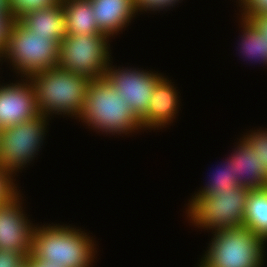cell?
Masks as SVG:
<instances>
[{"instance_id":"ffe728a7","label":"cell","mask_w":267,"mask_h":267,"mask_svg":"<svg viewBox=\"0 0 267 267\" xmlns=\"http://www.w3.org/2000/svg\"><path fill=\"white\" fill-rule=\"evenodd\" d=\"M11 14L18 20L27 12L56 5L61 0H7Z\"/></svg>"},{"instance_id":"7c38bea8","label":"cell","mask_w":267,"mask_h":267,"mask_svg":"<svg viewBox=\"0 0 267 267\" xmlns=\"http://www.w3.org/2000/svg\"><path fill=\"white\" fill-rule=\"evenodd\" d=\"M178 94L163 76L157 81L147 113L140 119L143 128H159L171 123L178 109Z\"/></svg>"},{"instance_id":"4fadbf2b","label":"cell","mask_w":267,"mask_h":267,"mask_svg":"<svg viewBox=\"0 0 267 267\" xmlns=\"http://www.w3.org/2000/svg\"><path fill=\"white\" fill-rule=\"evenodd\" d=\"M90 2L101 33L109 37L127 27L131 18L138 12L134 0H90Z\"/></svg>"},{"instance_id":"4316f807","label":"cell","mask_w":267,"mask_h":267,"mask_svg":"<svg viewBox=\"0 0 267 267\" xmlns=\"http://www.w3.org/2000/svg\"><path fill=\"white\" fill-rule=\"evenodd\" d=\"M265 36L267 42V15H256L249 19Z\"/></svg>"},{"instance_id":"ba28073f","label":"cell","mask_w":267,"mask_h":267,"mask_svg":"<svg viewBox=\"0 0 267 267\" xmlns=\"http://www.w3.org/2000/svg\"><path fill=\"white\" fill-rule=\"evenodd\" d=\"M45 115L0 130V167L13 175L32 161L44 138ZM24 165V166H23Z\"/></svg>"},{"instance_id":"52a82bcc","label":"cell","mask_w":267,"mask_h":267,"mask_svg":"<svg viewBox=\"0 0 267 267\" xmlns=\"http://www.w3.org/2000/svg\"><path fill=\"white\" fill-rule=\"evenodd\" d=\"M107 34L65 35L60 42L58 66L90 80L105 77L110 56Z\"/></svg>"},{"instance_id":"2e32d148","label":"cell","mask_w":267,"mask_h":267,"mask_svg":"<svg viewBox=\"0 0 267 267\" xmlns=\"http://www.w3.org/2000/svg\"><path fill=\"white\" fill-rule=\"evenodd\" d=\"M66 22V35L101 33L90 0H61Z\"/></svg>"},{"instance_id":"484cf974","label":"cell","mask_w":267,"mask_h":267,"mask_svg":"<svg viewBox=\"0 0 267 267\" xmlns=\"http://www.w3.org/2000/svg\"><path fill=\"white\" fill-rule=\"evenodd\" d=\"M179 0H134L136 4L137 11H160V9H166L165 7H170L175 5Z\"/></svg>"},{"instance_id":"f546056e","label":"cell","mask_w":267,"mask_h":267,"mask_svg":"<svg viewBox=\"0 0 267 267\" xmlns=\"http://www.w3.org/2000/svg\"><path fill=\"white\" fill-rule=\"evenodd\" d=\"M241 5H243L247 0H239Z\"/></svg>"},{"instance_id":"d6986e66","label":"cell","mask_w":267,"mask_h":267,"mask_svg":"<svg viewBox=\"0 0 267 267\" xmlns=\"http://www.w3.org/2000/svg\"><path fill=\"white\" fill-rule=\"evenodd\" d=\"M222 165V169H218L216 173L213 174L212 179H210L209 184H206L195 195H212L213 193H219L220 191L232 190L238 186V182L234 175V164L231 162V159Z\"/></svg>"},{"instance_id":"d4e9b609","label":"cell","mask_w":267,"mask_h":267,"mask_svg":"<svg viewBox=\"0 0 267 267\" xmlns=\"http://www.w3.org/2000/svg\"><path fill=\"white\" fill-rule=\"evenodd\" d=\"M26 258L25 254L0 249V267H21Z\"/></svg>"},{"instance_id":"e0dca14e","label":"cell","mask_w":267,"mask_h":267,"mask_svg":"<svg viewBox=\"0 0 267 267\" xmlns=\"http://www.w3.org/2000/svg\"><path fill=\"white\" fill-rule=\"evenodd\" d=\"M244 227L267 240V187L250 190L245 206Z\"/></svg>"},{"instance_id":"44dd1931","label":"cell","mask_w":267,"mask_h":267,"mask_svg":"<svg viewBox=\"0 0 267 267\" xmlns=\"http://www.w3.org/2000/svg\"><path fill=\"white\" fill-rule=\"evenodd\" d=\"M244 140L257 151L259 166H263L267 174V131H252L249 135H244Z\"/></svg>"},{"instance_id":"603a6c76","label":"cell","mask_w":267,"mask_h":267,"mask_svg":"<svg viewBox=\"0 0 267 267\" xmlns=\"http://www.w3.org/2000/svg\"><path fill=\"white\" fill-rule=\"evenodd\" d=\"M14 21L15 18L11 12L0 13V56L7 48L10 30Z\"/></svg>"},{"instance_id":"5bb4252c","label":"cell","mask_w":267,"mask_h":267,"mask_svg":"<svg viewBox=\"0 0 267 267\" xmlns=\"http://www.w3.org/2000/svg\"><path fill=\"white\" fill-rule=\"evenodd\" d=\"M234 152L229 158L234 164V175L238 185L249 190L266 188L267 174L263 166H259L257 151L242 138Z\"/></svg>"},{"instance_id":"5b68a950","label":"cell","mask_w":267,"mask_h":267,"mask_svg":"<svg viewBox=\"0 0 267 267\" xmlns=\"http://www.w3.org/2000/svg\"><path fill=\"white\" fill-rule=\"evenodd\" d=\"M249 191L238 185L232 190L212 195H195L189 203L187 216L198 228H209L212 231L244 227Z\"/></svg>"},{"instance_id":"30bf717a","label":"cell","mask_w":267,"mask_h":267,"mask_svg":"<svg viewBox=\"0 0 267 267\" xmlns=\"http://www.w3.org/2000/svg\"><path fill=\"white\" fill-rule=\"evenodd\" d=\"M19 193L9 202L0 205V249L31 255L35 227L23 213Z\"/></svg>"},{"instance_id":"3957f363","label":"cell","mask_w":267,"mask_h":267,"mask_svg":"<svg viewBox=\"0 0 267 267\" xmlns=\"http://www.w3.org/2000/svg\"><path fill=\"white\" fill-rule=\"evenodd\" d=\"M80 118L94 130L118 135L143 128L130 105L105 77L89 82Z\"/></svg>"},{"instance_id":"277c9868","label":"cell","mask_w":267,"mask_h":267,"mask_svg":"<svg viewBox=\"0 0 267 267\" xmlns=\"http://www.w3.org/2000/svg\"><path fill=\"white\" fill-rule=\"evenodd\" d=\"M213 233L199 267H262L266 241L250 229L239 227Z\"/></svg>"},{"instance_id":"7402d4cb","label":"cell","mask_w":267,"mask_h":267,"mask_svg":"<svg viewBox=\"0 0 267 267\" xmlns=\"http://www.w3.org/2000/svg\"><path fill=\"white\" fill-rule=\"evenodd\" d=\"M11 176L12 174L0 167V205L9 202L19 192Z\"/></svg>"},{"instance_id":"8992f818","label":"cell","mask_w":267,"mask_h":267,"mask_svg":"<svg viewBox=\"0 0 267 267\" xmlns=\"http://www.w3.org/2000/svg\"><path fill=\"white\" fill-rule=\"evenodd\" d=\"M59 46V42H53L48 36L36 35V32L15 20L7 48L1 57L9 58L17 72L28 78L34 73L58 66Z\"/></svg>"},{"instance_id":"cb8c5ba5","label":"cell","mask_w":267,"mask_h":267,"mask_svg":"<svg viewBox=\"0 0 267 267\" xmlns=\"http://www.w3.org/2000/svg\"><path fill=\"white\" fill-rule=\"evenodd\" d=\"M242 17L250 19L256 15H267V0H247L242 7Z\"/></svg>"},{"instance_id":"9a60e30c","label":"cell","mask_w":267,"mask_h":267,"mask_svg":"<svg viewBox=\"0 0 267 267\" xmlns=\"http://www.w3.org/2000/svg\"><path fill=\"white\" fill-rule=\"evenodd\" d=\"M18 20L36 35L48 36L53 42L60 43L66 35L62 1L52 7L27 12Z\"/></svg>"},{"instance_id":"6da1fadb","label":"cell","mask_w":267,"mask_h":267,"mask_svg":"<svg viewBox=\"0 0 267 267\" xmlns=\"http://www.w3.org/2000/svg\"><path fill=\"white\" fill-rule=\"evenodd\" d=\"M34 87L40 114H62L80 117L86 101V91L91 81L59 66L28 77Z\"/></svg>"},{"instance_id":"8fae6325","label":"cell","mask_w":267,"mask_h":267,"mask_svg":"<svg viewBox=\"0 0 267 267\" xmlns=\"http://www.w3.org/2000/svg\"><path fill=\"white\" fill-rule=\"evenodd\" d=\"M26 79L23 83L0 85V130L41 115L34 87Z\"/></svg>"},{"instance_id":"7a4b0ae2","label":"cell","mask_w":267,"mask_h":267,"mask_svg":"<svg viewBox=\"0 0 267 267\" xmlns=\"http://www.w3.org/2000/svg\"><path fill=\"white\" fill-rule=\"evenodd\" d=\"M87 235L66 225L35 227L31 256L61 267H89L95 258V248Z\"/></svg>"},{"instance_id":"9c48e42d","label":"cell","mask_w":267,"mask_h":267,"mask_svg":"<svg viewBox=\"0 0 267 267\" xmlns=\"http://www.w3.org/2000/svg\"><path fill=\"white\" fill-rule=\"evenodd\" d=\"M112 67L110 64L105 78L112 84L120 97L130 105L135 115L141 119L148 111L156 83L162 75L134 68L124 70Z\"/></svg>"},{"instance_id":"ac0fdd59","label":"cell","mask_w":267,"mask_h":267,"mask_svg":"<svg viewBox=\"0 0 267 267\" xmlns=\"http://www.w3.org/2000/svg\"><path fill=\"white\" fill-rule=\"evenodd\" d=\"M243 36L241 40V53L247 59L258 60L267 65V42L261 31L249 20L242 17Z\"/></svg>"},{"instance_id":"83f0119b","label":"cell","mask_w":267,"mask_h":267,"mask_svg":"<svg viewBox=\"0 0 267 267\" xmlns=\"http://www.w3.org/2000/svg\"><path fill=\"white\" fill-rule=\"evenodd\" d=\"M25 264L28 267H61L58 266L57 264L53 265L51 263L42 262L40 260L33 258L31 255L26 258Z\"/></svg>"},{"instance_id":"f1b7e54d","label":"cell","mask_w":267,"mask_h":267,"mask_svg":"<svg viewBox=\"0 0 267 267\" xmlns=\"http://www.w3.org/2000/svg\"><path fill=\"white\" fill-rule=\"evenodd\" d=\"M1 12H10L7 0H0V13Z\"/></svg>"}]
</instances>
